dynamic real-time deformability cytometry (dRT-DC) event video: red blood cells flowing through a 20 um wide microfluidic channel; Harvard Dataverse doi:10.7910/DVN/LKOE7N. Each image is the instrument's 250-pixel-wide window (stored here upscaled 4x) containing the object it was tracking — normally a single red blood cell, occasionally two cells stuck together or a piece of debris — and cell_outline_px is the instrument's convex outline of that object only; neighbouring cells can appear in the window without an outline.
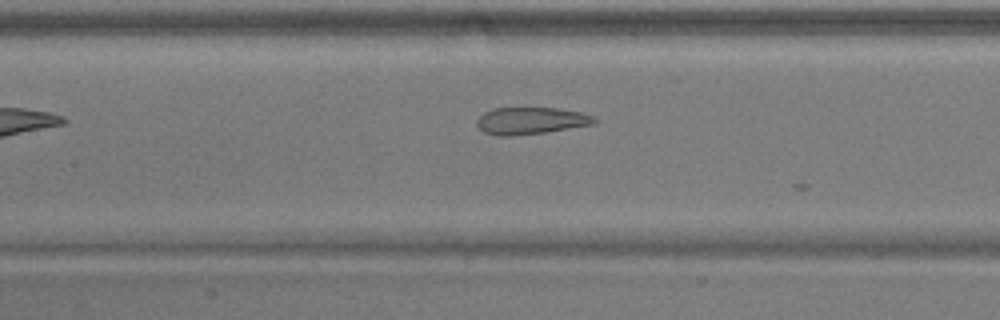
{"species": "common noctule bat (a hibernating species)", "species_latin": "Nyctalus noctula", "temperature_condition": "warm", "stored_images_in_passage": 14, "camera_frame_rate_fps": 3000, "um_per_image_px": 0.085, "animal": {"sex": "male", "body_mass_g": 17.9}, "frame": {"image": 1, "passage_image": 11, "time_ms": 3.333, "image_size_px": [1000, 320], "cell_outline_px": [[600, 120], [596, 124], [544, 132], [508, 136], [496, 136], [484, 132], [476, 124], [476, 120], [484, 112], [492, 108], [560, 108], [580, 112], [596, 116]], "centroid_in_image_um": [45.16, 10.25], "position_along_channel_um": 162.2, "area_um2": 18.67}}